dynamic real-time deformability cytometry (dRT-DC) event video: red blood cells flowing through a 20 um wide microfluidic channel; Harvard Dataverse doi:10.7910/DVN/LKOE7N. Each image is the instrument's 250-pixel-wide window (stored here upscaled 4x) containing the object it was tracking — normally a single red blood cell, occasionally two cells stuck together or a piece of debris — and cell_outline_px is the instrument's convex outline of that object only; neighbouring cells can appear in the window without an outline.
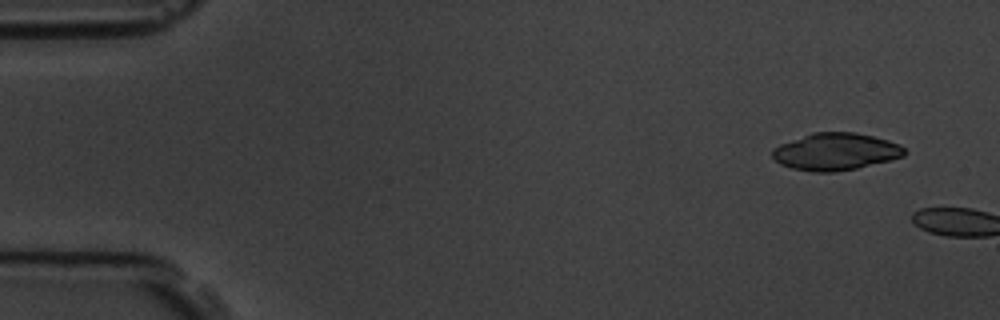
{"species": "common noctule bat (a hibernating species)", "species_latin": "Nyctalus noctula", "temperature_condition": "room temperature", "stored_images_in_passage": 2, "camera_frame_rate_fps": 3000, "um_per_image_px": 0.085, "animal": {"sex": "male", "body_mass_g": 19.5, "forearm_length_mm": 54.6}, "frame": {"image": 1, "passage_image": 1, "time_ms": 0.0, "image_size_px": [1000, 320], "cell_outline_px": [[908, 152], [904, 156], [856, 168], [836, 172], [812, 172], [792, 168], [780, 164], [772, 156], [772, 148], [780, 144], [812, 132], [856, 132], [888, 140], [900, 144]], "centroid_in_image_um": [71.02, 12.88], "position_along_channel_um": 14.0, "area_um2": 28.61}}